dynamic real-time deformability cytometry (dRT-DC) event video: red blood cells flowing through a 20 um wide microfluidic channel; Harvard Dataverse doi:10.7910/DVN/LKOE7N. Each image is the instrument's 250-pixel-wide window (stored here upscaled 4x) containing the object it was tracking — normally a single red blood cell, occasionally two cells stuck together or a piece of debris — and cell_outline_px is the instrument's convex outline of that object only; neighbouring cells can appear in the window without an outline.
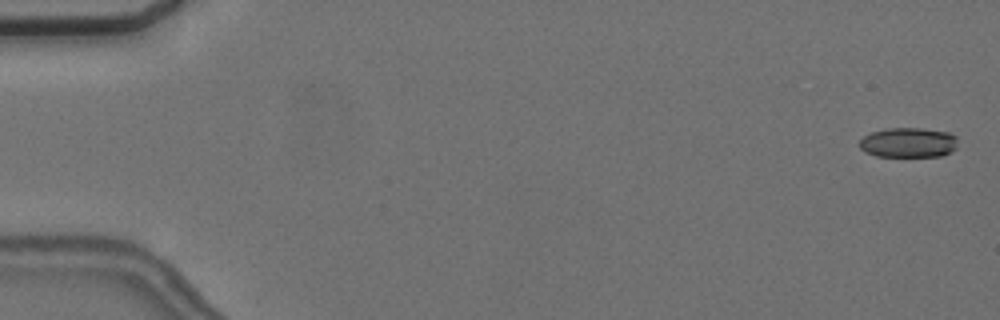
{"species": "common noctule bat (a hibernating species)", "species_latin": "Nyctalus noctula", "temperature_condition": "cold", "stored_images_in_passage": 58, "camera_frame_rate_fps": 3000, "um_per_image_px": 0.085, "animal": {"sex": "female", "body_mass_g": 24.6, "forearm_length_mm": 56.2}, "frame": {"image": 1, "passage_image": 2, "time_ms": 0.333, "image_size_px": [1000, 320], "cell_outline_px": [[956, 148], [940, 156], [876, 156], [864, 152], [860, 148], [860, 140], [864, 136], [872, 132], [888, 128], [920, 128], [948, 132], [956, 136]], "centroid_in_image_um": [77.19, 12.11], "position_along_channel_um": 7.8, "area_um2": 16.99}}
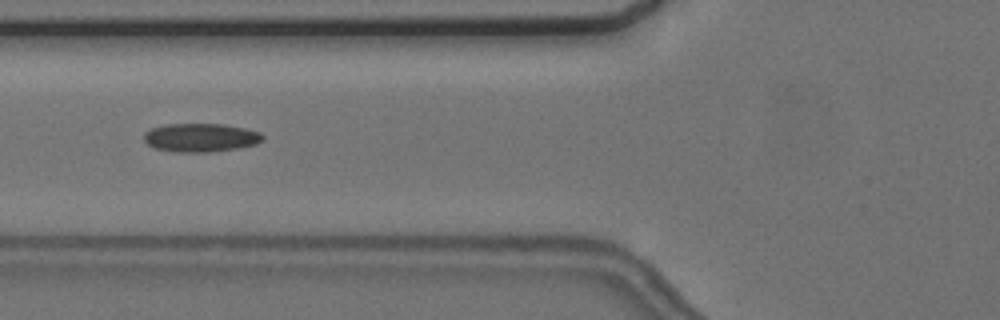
{"frame": {"image": 2, "passage_image": 23, "time_ms": 7.333, "image_size_px": [1000, 320], "cell_outline_px": [[264, 140], [256, 144], [240, 148], [208, 152], [172, 152], [156, 148], [148, 144], [144, 140], [144, 132], [152, 128], [168, 124], [224, 124], [244, 128], [260, 132], [264, 136]], "centroid_in_image_um": [17.08, 11.7], "position_along_channel_um": 108.7, "area_um2": 19.83}}
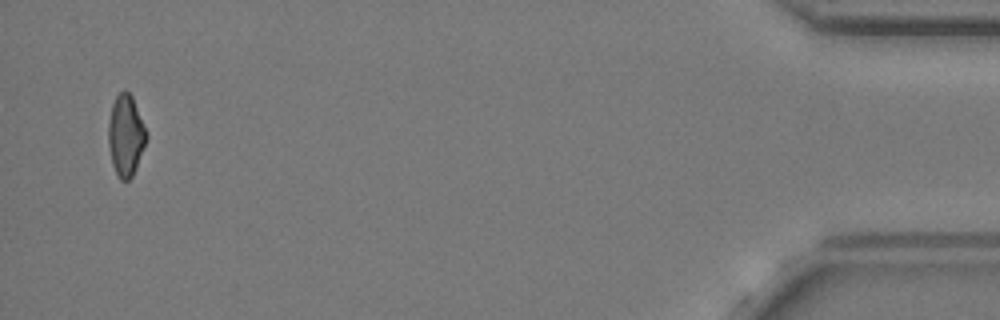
{"frame": {"image": 3, "passage_image": 56, "time_ms": 18.333, "image_size_px": [1000, 320], "cell_outline_px": [[148, 136], [136, 168], [132, 176], [128, 180], [120, 180], [116, 176], [112, 164], [108, 144], [108, 120], [112, 104], [116, 96], [124, 88], [132, 96], [148, 132]], "centroid_in_image_um": [10.68, 11.51], "position_along_channel_um": 424.5, "area_um2": 18.26}, "authors_computed_cell_mechanics": {"area_um2": 18.6694, "velocity_mm_per_s": 3.6375, "shape_relaxation_time_tau1_ms": null, "shape_relaxation_time_tau2_ms": 4.7754, "deformation_change_tau1": null, "deformation_change_tau2": 0.1279}}